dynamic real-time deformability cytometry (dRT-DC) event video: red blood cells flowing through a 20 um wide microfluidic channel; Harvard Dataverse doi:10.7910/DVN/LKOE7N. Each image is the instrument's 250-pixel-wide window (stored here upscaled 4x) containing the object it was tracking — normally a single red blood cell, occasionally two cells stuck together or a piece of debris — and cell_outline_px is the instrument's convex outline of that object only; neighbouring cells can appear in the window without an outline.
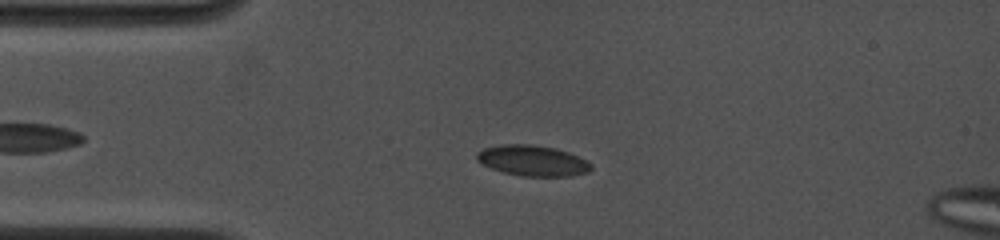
{"species": "common noctule bat (a hibernating species)", "species_latin": "Nyctalus noctula", "temperature_condition": "cold", "stored_images_in_passage": 67, "camera_frame_rate_fps": 4500, "um_per_image_px": 0.085, "animal": {"sex": "female", "body_mass_g": 19.0, "forearm_length_mm": 53.3}, "frame": {"image": 1, "passage_image": 18, "time_ms": 3.778, "image_size_px": [1000, 240], "cell_outline_px": [[592, 168], [588, 172], [568, 176], [520, 176], [504, 172], [492, 168], [476, 160], [476, 152], [484, 148], [500, 144], [532, 144], [556, 148], [568, 152], [588, 160], [592, 164]], "centroid_in_image_um": [45.28, 13.64], "position_along_channel_um": 39.7, "area_um2": 20.52}}
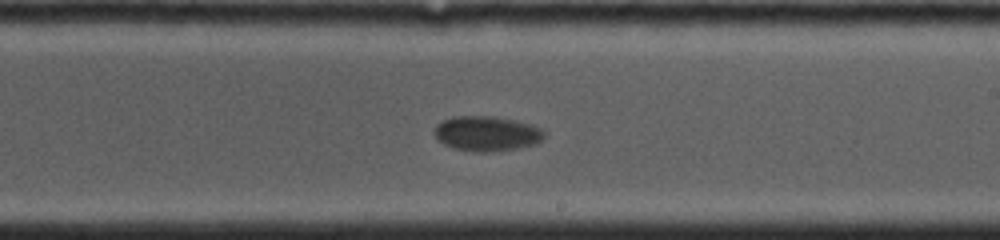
{"frame": {"image": 2, "passage_image": 45, "time_ms": 9.778, "image_size_px": [1000, 240], "cell_outline_px": [[544, 136], [536, 144], [520, 148], [488, 152], [472, 152], [452, 148], [436, 140], [432, 132], [436, 124], [452, 116], [492, 116], [532, 124], [540, 128], [544, 132]], "centroid_in_image_um": [41.31, 11.36], "position_along_channel_um": 247.7, "area_um2": 22.66}}
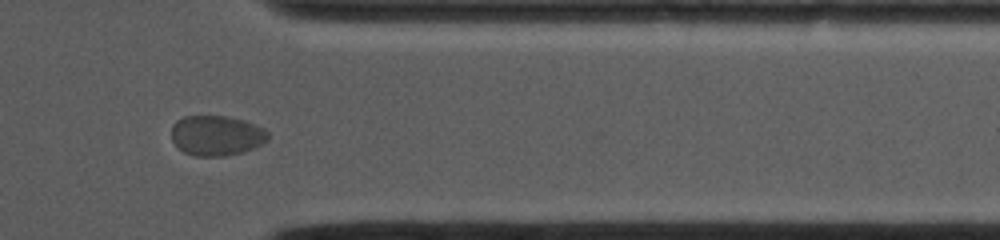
{"frame": {"image": 3, "passage_image": 62, "time_ms": 13.556, "image_size_px": [1000, 240], "cell_outline_px": [[268, 140], [264, 144], [244, 152], [224, 156], [196, 156], [184, 152], [172, 140], [172, 124], [176, 120], [184, 116], [224, 116], [244, 120], [256, 124], [264, 128], [268, 132]], "centroid_in_image_um": [18.43, 11.52], "position_along_channel_um": 393.0, "area_um2": 22.77}}